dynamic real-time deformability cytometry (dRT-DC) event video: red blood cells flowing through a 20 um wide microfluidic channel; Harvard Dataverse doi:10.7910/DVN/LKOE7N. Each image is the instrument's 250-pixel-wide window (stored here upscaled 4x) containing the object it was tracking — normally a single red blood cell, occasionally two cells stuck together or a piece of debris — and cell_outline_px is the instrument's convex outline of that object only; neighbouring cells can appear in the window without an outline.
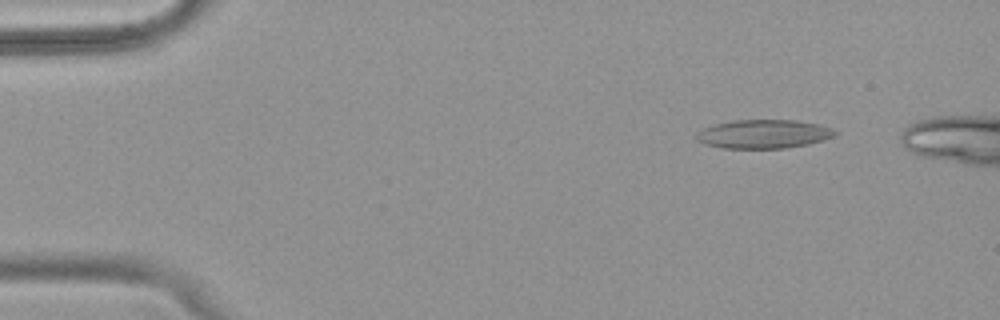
{"species": "common noctule bat (a hibernating species)", "species_latin": "Nyctalus noctula", "temperature_condition": "warm", "stored_images_in_passage": 48, "camera_frame_rate_fps": 3000, "um_per_image_px": 0.085, "animal": {"sex": "female", "body_mass_g": 18.4}, "frame": {"image": 1, "passage_image": 6, "time_ms": 1.667, "image_size_px": [1000, 320], "cell_outline_px": [[840, 132], [836, 136], [824, 140], [808, 144], [784, 148], [724, 148], [704, 144], [696, 140], [696, 132], [704, 128], [716, 124], [736, 120], [792, 120], [816, 124], [832, 128]], "centroid_in_image_um": [64.92, 11.4], "position_along_channel_um": 20.1, "area_um2": 23.18}}
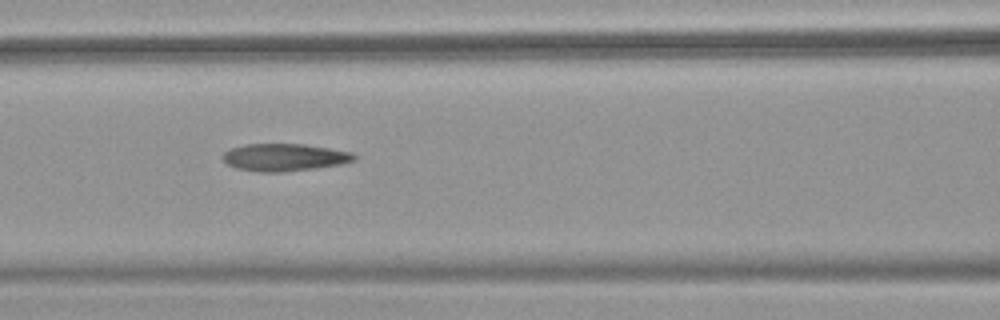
{"frame": {"image": 2, "passage_image": 23, "time_ms": 7.333, "image_size_px": [1000, 320], "cell_outline_px": [[356, 160], [340, 164], [316, 168], [284, 172], [260, 172], [236, 168], [228, 164], [220, 156], [224, 152], [232, 148], [244, 144], [304, 144], [352, 152], [356, 156]], "centroid_in_image_um": [24.16, 13.37], "position_along_channel_um": 142.4, "area_um2": 20.98}}
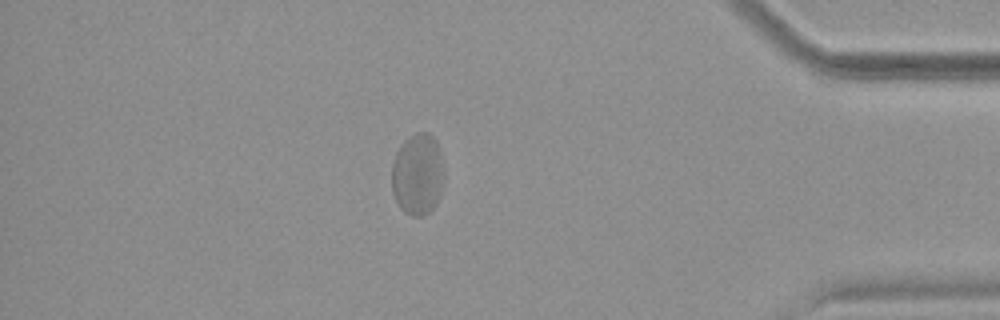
{"frame": {"image": 3, "passage_image": 46, "time_ms": 15.0, "image_size_px": [1000, 320], "cell_outline_px": [[444, 172], [440, 196], [436, 204], [428, 212], [420, 216], [412, 216], [404, 212], [400, 208], [392, 192], [392, 164], [396, 152], [400, 144], [408, 136], [416, 132], [428, 132], [436, 140], [440, 148]], "centroid_in_image_um": [35.5, 14.79], "position_along_channel_um": 399.7, "area_um2": 25.2}, "authors_computed_cell_mechanics": {"area_um2": 22.6287, "velocity_mm_per_s": 3.8167, "shape_relaxation_time_tau1_ms": null, "shape_relaxation_time_tau2_ms": 1.2631, "deformation_change_tau1": null, "deformation_change_tau2": 0.0642}}